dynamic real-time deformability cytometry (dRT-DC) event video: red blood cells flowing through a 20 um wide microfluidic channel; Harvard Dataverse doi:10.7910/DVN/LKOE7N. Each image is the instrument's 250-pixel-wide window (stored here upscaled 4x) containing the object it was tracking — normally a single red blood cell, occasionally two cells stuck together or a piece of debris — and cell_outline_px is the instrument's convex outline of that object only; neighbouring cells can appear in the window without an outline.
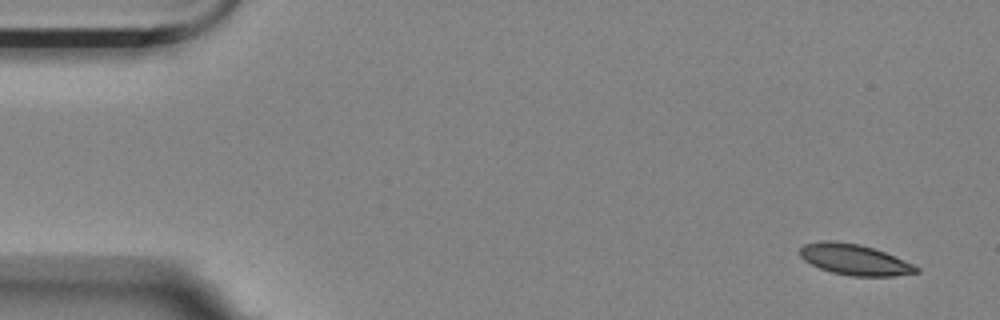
{"species": "Egyptian fruit bat (a non-hibernating species)", "species_latin": "Rousettus aegyptiacus", "temperature_condition": "room temperature", "stored_images_in_passage": 6, "camera_frame_rate_fps": 3000, "um_per_image_px": 0.085, "animal": {"sex": "female"}, "frame": {"image": 1, "passage_image": 1, "time_ms": 0.0, "image_size_px": [1000, 320], "cell_outline_px": [[920, 272], [896, 276], [852, 276], [832, 272], [820, 268], [804, 260], [800, 256], [800, 248], [804, 244], [820, 240], [832, 240], [860, 244], [884, 252], [912, 264], [920, 268]], "centroid_in_image_um": [72.62, 22.06], "position_along_channel_um": 12.4, "area_um2": 20.81}}
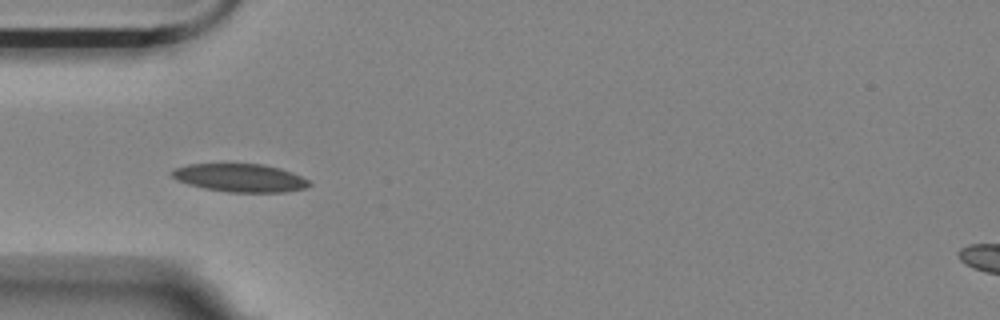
{"frame": {"image": 2, "passage_image": 5, "time_ms": 4.667, "image_size_px": [1000, 320], "cell_outline_px": [[312, 184], [304, 188], [284, 192], [228, 192], [204, 188], [188, 184], [176, 180], [172, 176], [172, 172], [176, 168], [188, 164], [264, 164], [280, 168], [300, 176], [308, 180]], "centroid_in_image_um": [20.4, 15.12], "position_along_channel_um": 64.6, "area_um2": 22.31}}
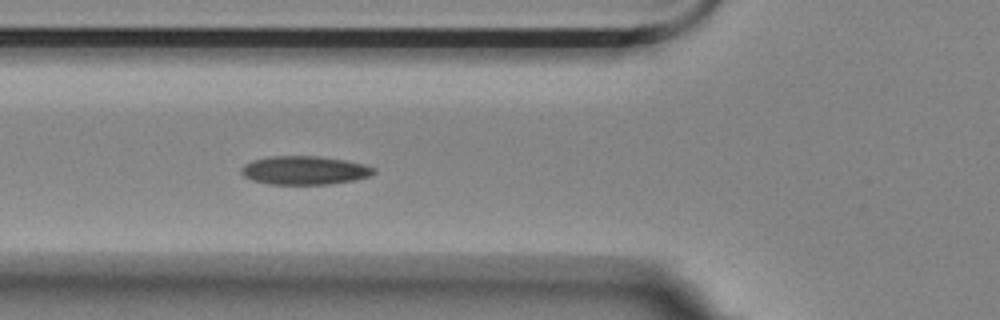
{"frame": {"image": 3, "passage_image": 6, "time_ms": 5.667, "image_size_px": [1000, 320], "cell_outline_px": [[376, 172], [368, 176], [356, 180], [328, 184], [268, 184], [252, 180], [244, 176], [240, 172], [240, 168], [244, 164], [252, 160], [268, 156], [316, 156], [344, 160], [364, 164], [376, 168]], "centroid_in_image_um": [25.86, 14.47], "position_along_channel_um": 99.9, "area_um2": 22.14}}